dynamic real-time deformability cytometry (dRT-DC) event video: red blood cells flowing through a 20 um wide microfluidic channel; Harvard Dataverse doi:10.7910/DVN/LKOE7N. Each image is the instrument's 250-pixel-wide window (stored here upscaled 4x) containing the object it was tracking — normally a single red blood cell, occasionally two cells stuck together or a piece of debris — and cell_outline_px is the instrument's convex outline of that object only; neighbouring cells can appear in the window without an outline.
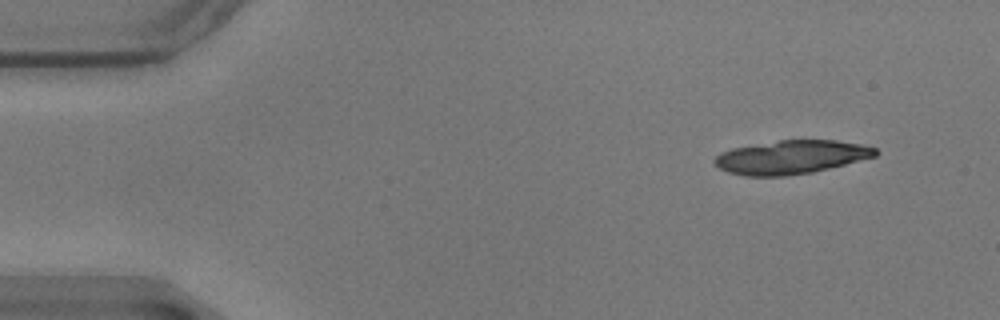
{"species": "common noctule bat (a hibernating species)", "species_latin": "Nyctalus noctula", "temperature_condition": "warm", "stored_images_in_passage": 15, "camera_frame_rate_fps": 3000, "um_per_image_px": 0.085, "animal": {"sex": "male", "body_mass_g": 17.9}, "frame": {"image": 1, "passage_image": 2, "time_ms": 0.333, "image_size_px": [1000, 320], "cell_outline_px": [[880, 152], [876, 156], [812, 172], [784, 176], [744, 176], [728, 172], [720, 168], [712, 160], [720, 152], [732, 148], [780, 140], [836, 140], [860, 144], [876, 148]], "centroid_in_image_um": [67.23, 13.35], "position_along_channel_um": 17.8, "area_um2": 31.33}}